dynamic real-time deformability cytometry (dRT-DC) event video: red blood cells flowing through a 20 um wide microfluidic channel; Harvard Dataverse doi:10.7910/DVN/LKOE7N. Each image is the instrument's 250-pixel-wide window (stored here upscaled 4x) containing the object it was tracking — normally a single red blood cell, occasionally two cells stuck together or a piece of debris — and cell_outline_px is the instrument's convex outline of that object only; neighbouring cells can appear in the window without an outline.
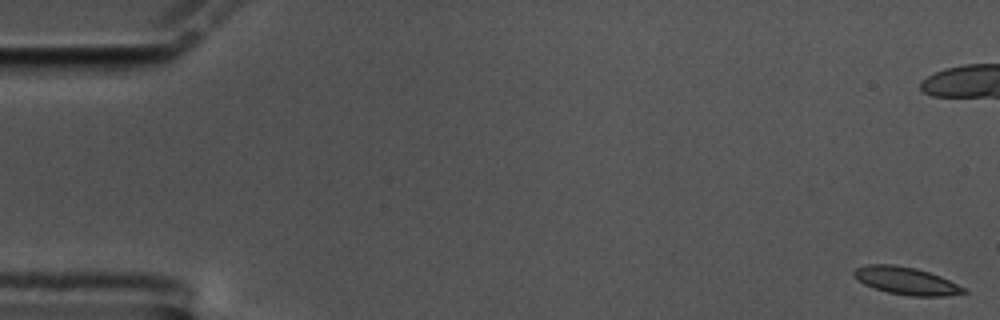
{"species": "common noctule bat (a hibernating species)", "species_latin": "Nyctalus noctula", "temperature_condition": "cold", "stored_images_in_passage": 60, "camera_frame_rate_fps": 3000, "um_per_image_px": 0.085, "animal": {"sex": "male", "body_mass_g": 17.5, "forearm_length_mm": 52.3}, "frame": {"image": 1, "passage_image": 1, "time_ms": 0.0, "image_size_px": [1000, 320], "cell_outline_px": [[968, 292], [944, 296], [912, 296], [888, 292], [864, 284], [852, 276], [852, 272], [856, 268], [868, 264], [892, 264], [916, 268], [940, 276], [964, 288]], "centroid_in_image_um": [76.98, 23.86], "position_along_channel_um": 8.0, "area_um2": 17.4}}
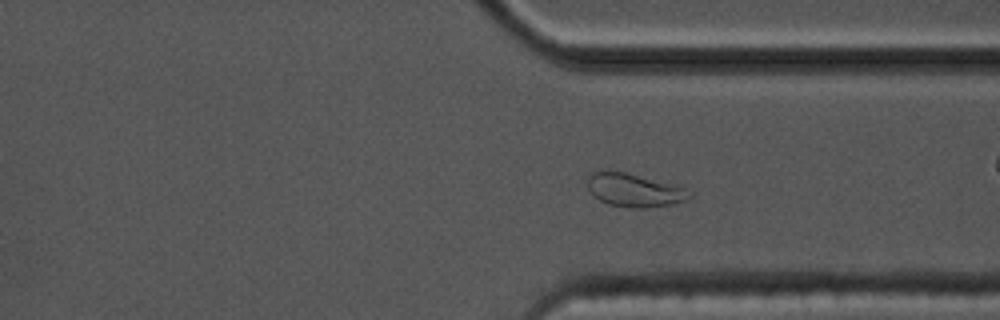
{"frame": {"image": 2, "passage_image": 44, "time_ms": 14.333, "image_size_px": [1000, 320], "cell_outline_px": [[692, 196], [688, 200], [672, 204], [648, 208], [628, 208], [608, 204], [592, 196], [588, 192], [588, 176], [592, 172], [608, 168], [628, 172], [672, 184], [684, 188]], "centroid_in_image_um": [53.84, 16.14], "position_along_channel_um": 357.6, "area_um2": 20.29}}
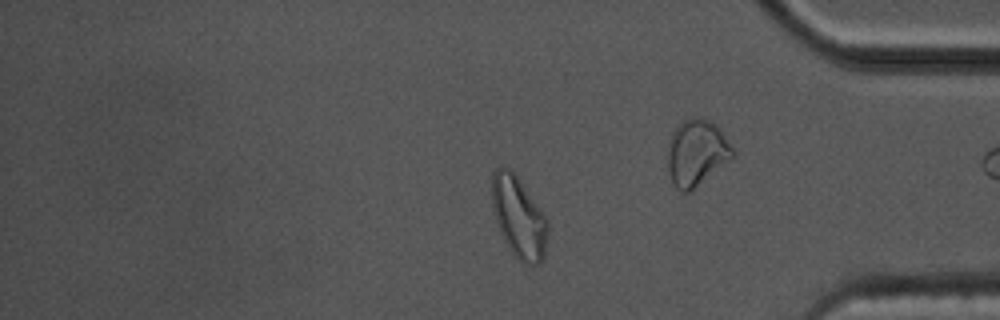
{"frame": {"image": 3, "passage_image": 49, "time_ms": 16.0, "image_size_px": [1000, 320], "cell_outline_px": [[548, 232], [544, 256], [540, 264], [524, 264], [508, 248], [496, 224], [492, 208], [492, 172], [496, 168], [508, 168], [520, 180], [548, 220]], "centroid_in_image_um": [44.09, 18.49], "position_along_channel_um": 391.1, "area_um2": 26.36}, "authors_computed_cell_mechanics": {"area_um2": 17.8313, "velocity_mm_per_s": 3.4258, "shape_relaxation_time_tau1_ms": 6.6551, "shape_relaxation_time_tau2_ms": 1.9648, "deformation_change_tau1": 0.1406, "deformation_change_tau2": 0.0713}}